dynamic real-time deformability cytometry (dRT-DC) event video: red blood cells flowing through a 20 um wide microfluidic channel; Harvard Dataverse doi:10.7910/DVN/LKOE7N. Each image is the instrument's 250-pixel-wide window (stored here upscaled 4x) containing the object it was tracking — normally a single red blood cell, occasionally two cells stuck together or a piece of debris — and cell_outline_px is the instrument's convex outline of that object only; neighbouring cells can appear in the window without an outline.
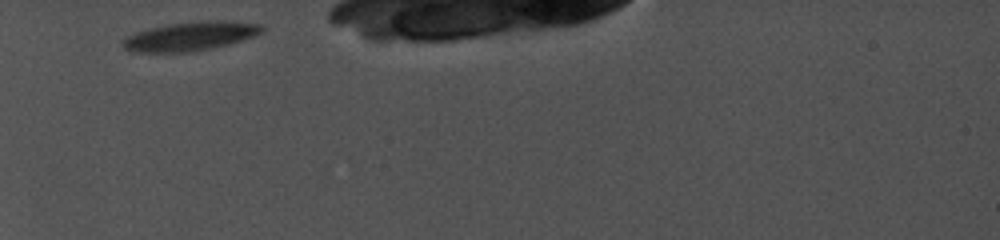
{"species": "common noctule bat (a hibernating species)", "species_latin": "Nyctalus noctula", "temperature_condition": "cold", "stored_images_in_passage": 39, "camera_frame_rate_fps": 5000, "um_per_image_px": 0.085, "animal": {"sex": "female", "body_mass_g": 19.0, "forearm_length_mm": 56.7}, "frame": {"image": 1, "passage_image": 1, "time_ms": 0.0, "image_size_px": [1000, 240], "cell_outline_px": [[264, 32], [244, 40], [212, 48], [192, 52], [132, 52], [124, 48], [124, 40], [128, 36], [136, 32], [148, 28], [168, 24], [192, 20], [224, 20], [264, 24]], "centroid_in_image_um": [16.25, 3.06], "position_along_channel_um": 68.7, "area_um2": 23.81}}
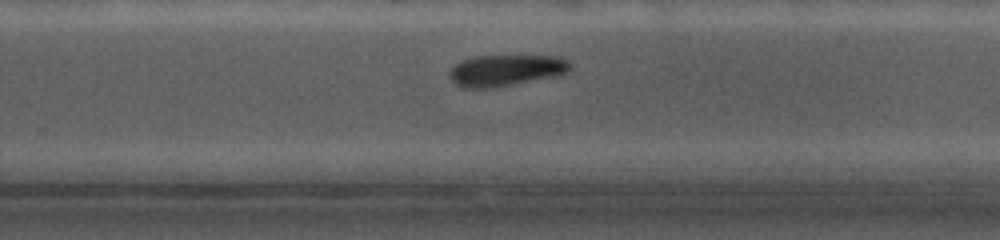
{"frame": {"image": 2, "passage_image": 26, "time_ms": 6.2, "image_size_px": [1000, 240], "cell_outline_px": [[572, 64], [568, 72], [560, 76], [492, 88], [464, 88], [456, 84], [452, 80], [452, 68], [456, 64], [464, 60], [476, 56], [556, 56], [568, 60]], "centroid_in_image_um": [43.09, 5.98], "position_along_channel_um": 286.7, "area_um2": 21.96}}
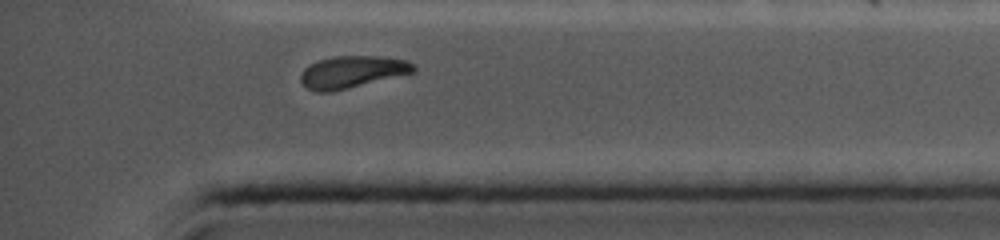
{"frame": {"image": 3, "passage_image": 38, "time_ms": 9.2, "image_size_px": [1000, 240], "cell_outline_px": [[416, 72], [332, 92], [316, 92], [308, 88], [300, 80], [300, 76], [304, 68], [316, 60], [336, 56], [380, 56], [408, 60], [416, 68]], "centroid_in_image_um": [29.94, 6.11], "position_along_channel_um": 405.3, "area_um2": 21.21}, "authors_computed_cell_mechanics": {"area_um2": 24.0448, "velocity_mm_per_s": 3.8935, "shape_relaxation_time_tau1_ms": 1.8194, "shape_relaxation_time_tau2_ms": null, "deformation_change_tau1": 0.0665, "deformation_change_tau2": null}}